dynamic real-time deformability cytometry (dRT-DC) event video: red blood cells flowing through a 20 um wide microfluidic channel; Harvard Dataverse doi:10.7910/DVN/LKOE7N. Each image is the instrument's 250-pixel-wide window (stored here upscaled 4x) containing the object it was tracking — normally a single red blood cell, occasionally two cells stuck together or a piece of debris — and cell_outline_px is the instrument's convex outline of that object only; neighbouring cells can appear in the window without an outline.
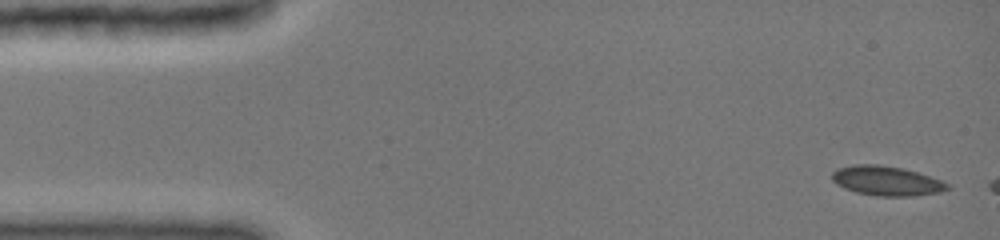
{"species": "common noctule bat (a hibernating species)", "species_latin": "Nyctalus noctula", "temperature_condition": "cold", "stored_images_in_passage": 4, "camera_frame_rate_fps": 3000, "um_per_image_px": 0.085, "animal": {"sex": "female", "body_mass_g": 19.0, "forearm_length_mm": 51.5}, "frame": {"image": 1, "passage_image": 1, "time_ms": 0.0, "image_size_px": [1000, 240], "cell_outline_px": [[952, 188], [940, 192], [912, 196], [876, 196], [856, 192], [844, 188], [836, 184], [832, 180], [832, 172], [836, 168], [852, 164], [880, 164], [904, 168], [952, 184]], "centroid_in_image_um": [75.35, 15.36], "position_along_channel_um": 9.7, "area_um2": 20.11}}